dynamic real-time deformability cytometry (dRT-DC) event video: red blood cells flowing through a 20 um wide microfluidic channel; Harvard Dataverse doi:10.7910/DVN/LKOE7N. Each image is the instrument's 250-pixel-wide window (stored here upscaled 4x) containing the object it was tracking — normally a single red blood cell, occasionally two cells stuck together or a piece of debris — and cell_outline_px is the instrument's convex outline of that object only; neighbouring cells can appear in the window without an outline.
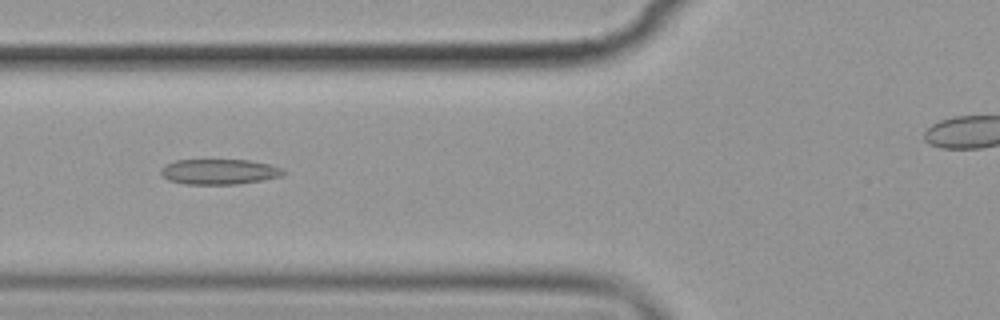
{"species": "common noctule bat (a hibernating species)", "species_latin": "Nyctalus noctula", "temperature_condition": "cold", "stored_images_in_passage": 9, "segment_of_instrument_passage": [1, 2], "camera_frame_rate_fps": 3000, "um_per_image_px": 0.085, "animal": {"sex": "female", "body_mass_g": 19.9}, "frame": {"image": 1, "passage_image": 7, "time_ms": 7.0, "image_size_px": [1000, 320], "cell_outline_px": [[288, 172], [280, 176], [240, 184], [184, 184], [168, 180], [160, 172], [160, 168], [164, 164], [176, 160], [248, 160], [268, 164], [280, 168]], "centroid_in_image_um": [18.59, 14.59], "position_along_channel_um": 107.2, "area_um2": 18.03}}
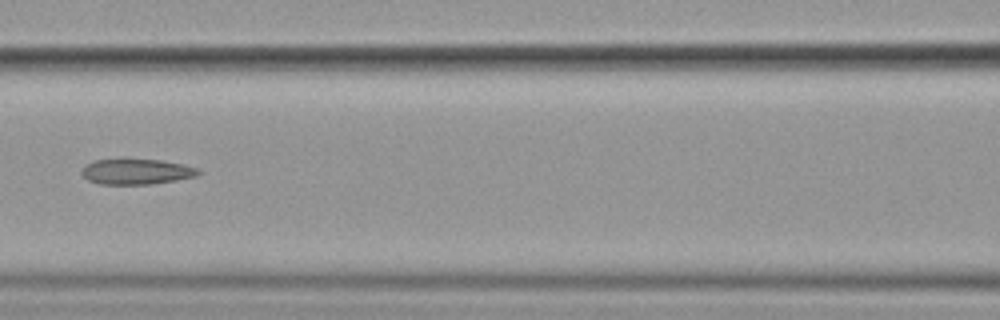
{"frame": {"image": 2, "passage_image": 8, "time_ms": 8.333, "image_size_px": [1000, 320], "cell_outline_px": [[204, 172], [196, 176], [176, 180], [152, 184], [100, 184], [88, 180], [80, 172], [84, 164], [96, 160], [124, 156], [128, 156], [160, 160], [184, 164], [196, 168]], "centroid_in_image_um": [11.57, 14.54], "position_along_channel_um": 155.0, "area_um2": 18.21}}